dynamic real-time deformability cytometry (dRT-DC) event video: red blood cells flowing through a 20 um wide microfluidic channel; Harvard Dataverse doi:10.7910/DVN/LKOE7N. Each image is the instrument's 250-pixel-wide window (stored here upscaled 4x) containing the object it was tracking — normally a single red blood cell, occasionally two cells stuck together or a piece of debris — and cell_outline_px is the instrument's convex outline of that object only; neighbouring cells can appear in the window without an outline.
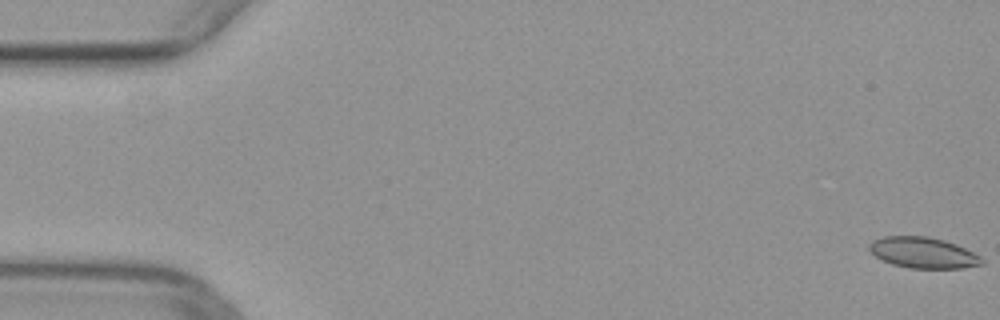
{"species": "common noctule bat (a hibernating species)", "species_latin": "Nyctalus noctula", "temperature_condition": "warm", "stored_images_in_passage": 13, "camera_frame_rate_fps": 3000, "um_per_image_px": 0.085, "animal": {"sex": "female", "body_mass_g": 29.2, "forearm_length_mm": 56.3}, "frame": {"image": 1, "passage_image": 1, "time_ms": 0.0, "image_size_px": [1000, 320], "cell_outline_px": [[984, 264], [964, 268], [912, 268], [892, 264], [876, 256], [868, 248], [868, 244], [872, 240], [884, 236], [928, 236], [944, 240], [956, 244], [980, 256], [984, 260]], "centroid_in_image_um": [78.48, 21.47], "position_along_channel_um": 6.5, "area_um2": 20.23}}
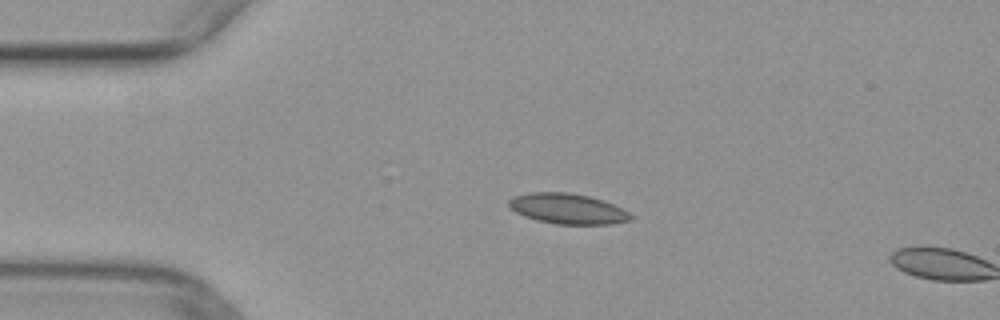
{"frame": {"image": 2, "passage_image": 12, "time_ms": 3.667, "image_size_px": [1000, 320], "cell_outline_px": [[632, 220], [612, 224], [556, 224], [536, 220], [524, 216], [516, 212], [508, 204], [508, 200], [512, 196], [528, 192], [568, 192], [588, 196], [604, 200], [628, 212], [632, 216]], "centroid_in_image_um": [48.22, 17.74], "position_along_channel_um": 36.8, "area_um2": 21.62}}